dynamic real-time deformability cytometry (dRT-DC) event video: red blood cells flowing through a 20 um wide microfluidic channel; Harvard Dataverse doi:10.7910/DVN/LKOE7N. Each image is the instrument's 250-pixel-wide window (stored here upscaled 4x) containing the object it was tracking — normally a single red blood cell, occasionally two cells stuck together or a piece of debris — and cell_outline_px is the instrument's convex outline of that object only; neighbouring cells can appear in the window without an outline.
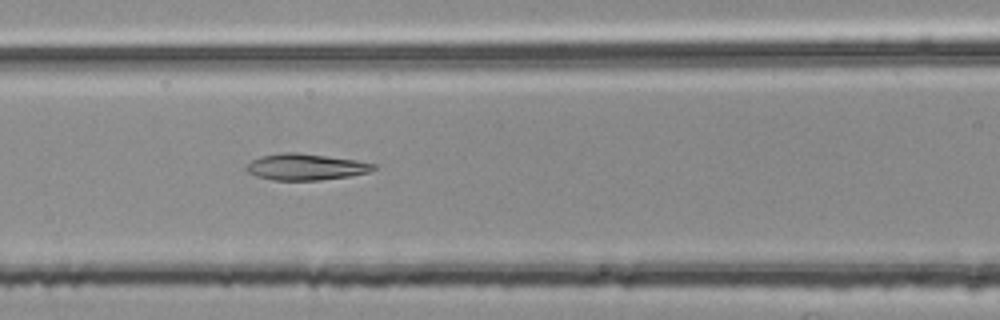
{"species": "common noctule bat (a hibernating species)", "species_latin": "Nyctalus noctula", "temperature_condition": "room temperature", "stored_images_in_passage": 50, "camera_frame_rate_fps": 3000, "um_per_image_px": 0.085, "animal": {"sex": "female", "body_mass_g": 25.1}, "frame": {"image": 1, "passage_image": 23, "time_ms": 7.333, "image_size_px": [1000, 320], "cell_outline_px": [[376, 168], [368, 172], [348, 176], [320, 180], [272, 180], [256, 176], [248, 172], [244, 168], [252, 160], [264, 156], [280, 152], [296, 152], [356, 160], [376, 164]], "centroid_in_image_um": [25.97, 14.19], "position_along_channel_um": 140.6, "area_um2": 19.36}}
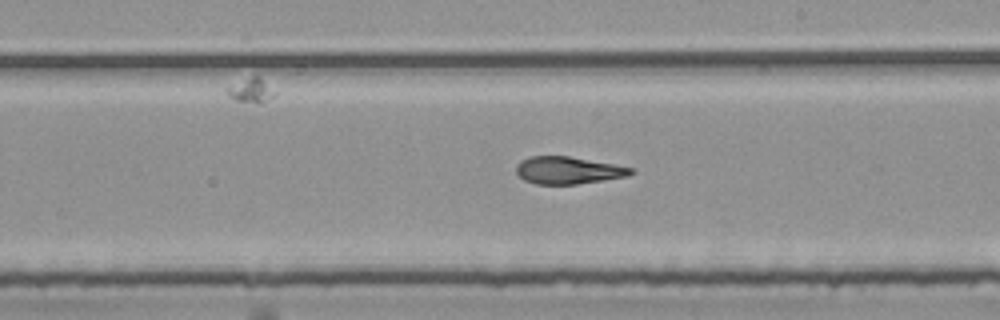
{"frame": {"image": 2, "passage_image": 31, "time_ms": 10.0, "image_size_px": [1000, 320], "cell_outline_px": [[636, 172], [624, 176], [576, 184], [536, 184], [524, 180], [516, 172], [516, 164], [520, 160], [528, 156], [568, 156], [636, 168]], "centroid_in_image_um": [48.25, 14.46], "position_along_channel_um": 240.7, "area_um2": 18.15}}
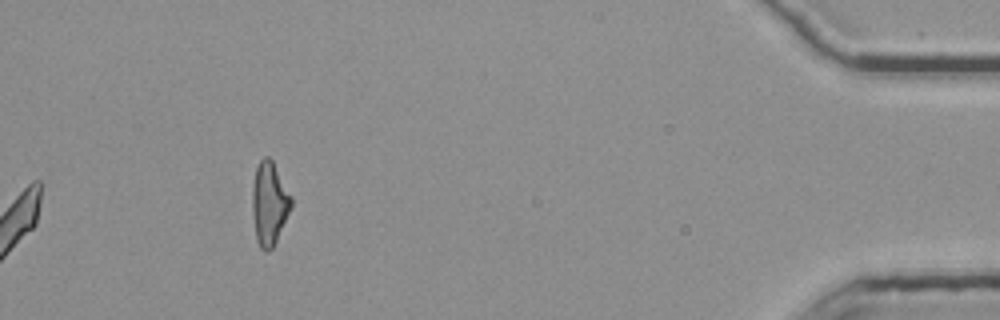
{"frame": {"image": 3, "passage_image": 50, "time_ms": 16.333, "image_size_px": [1000, 320], "cell_outline_px": [[292, 204], [276, 240], [272, 248], [268, 252], [264, 252], [260, 248], [256, 240], [252, 212], [252, 188], [256, 168], [260, 160], [264, 156], [268, 156], [272, 160], [292, 196]], "centroid_in_image_um": [22.87, 17.29], "position_along_channel_um": 412.3, "area_um2": 18.79}, "authors_computed_cell_mechanics": {"area_um2": 19.5653, "velocity_mm_per_s": 3.7607, "shape_relaxation_time_tau1_ms": 8.3765, "shape_relaxation_time_tau2_ms": 2.8778, "deformation_change_tau1": 0.2067, "deformation_change_tau2": 0.1204}}